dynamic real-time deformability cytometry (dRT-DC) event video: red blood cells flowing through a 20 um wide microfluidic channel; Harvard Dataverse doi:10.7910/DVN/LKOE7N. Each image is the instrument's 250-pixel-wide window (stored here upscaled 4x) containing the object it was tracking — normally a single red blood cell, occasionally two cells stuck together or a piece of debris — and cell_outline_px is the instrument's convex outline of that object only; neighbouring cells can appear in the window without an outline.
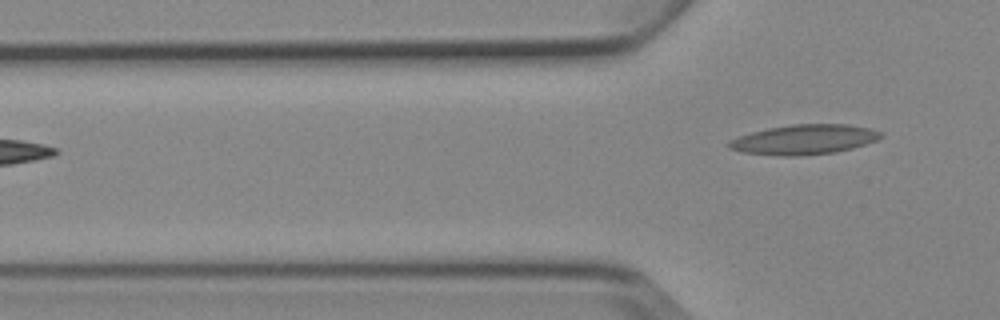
{"species": "Egyptian fruit bat (a non-hibernating species)", "species_latin": "Rousettus aegyptiacus", "temperature_condition": "cold", "stored_images_in_passage": 4, "camera_frame_rate_fps": 3000, "um_per_image_px": 0.085, "animal": {"sex": "female"}, "frame": {"image": 1, "passage_image": 4, "time_ms": 4.667, "image_size_px": [1000, 320], "cell_outline_px": [[880, 136], [876, 140], [852, 148], [836, 152], [800, 156], [780, 156], [740, 152], [728, 148], [728, 140], [752, 132], [768, 128], [792, 124], [848, 124], [872, 128], [880, 132]], "centroid_in_image_um": [68.31, 11.86], "position_along_channel_um": 57.5, "area_um2": 26.41}}